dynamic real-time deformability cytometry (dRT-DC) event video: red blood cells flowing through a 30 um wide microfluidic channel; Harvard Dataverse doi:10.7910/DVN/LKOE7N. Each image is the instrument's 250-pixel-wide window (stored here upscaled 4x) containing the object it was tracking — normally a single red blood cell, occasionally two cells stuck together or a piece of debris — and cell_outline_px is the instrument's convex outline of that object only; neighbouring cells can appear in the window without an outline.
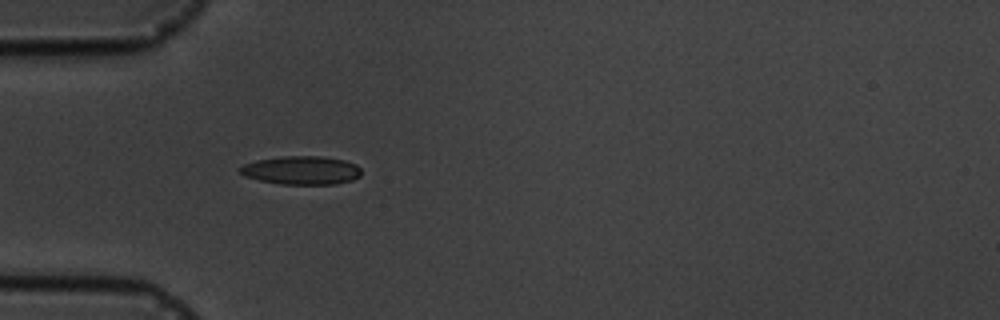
{"species": "common noctule bat (a hibernating species)", "species_latin": "Nyctalus noctula", "temperature_condition": "cold", "stored_images_in_passage": 5, "camera_frame_rate_fps": 3000, "um_per_image_px": 0.085, "animal": {"sex": "male", "body_mass_g": 19.5, "forearm_length_mm": 54.6}, "frame": {"image": 1, "passage_image": 5, "time_ms": 4.333, "image_size_px": [1000, 320], "cell_outline_px": [[360, 176], [352, 180], [336, 184], [280, 184], [260, 180], [244, 176], [236, 168], [244, 164], [256, 160], [280, 156], [320, 156], [344, 160], [356, 164], [360, 168]], "centroid_in_image_um": [25.6, 14.47], "position_along_channel_um": 59.4, "area_um2": 20.23}}